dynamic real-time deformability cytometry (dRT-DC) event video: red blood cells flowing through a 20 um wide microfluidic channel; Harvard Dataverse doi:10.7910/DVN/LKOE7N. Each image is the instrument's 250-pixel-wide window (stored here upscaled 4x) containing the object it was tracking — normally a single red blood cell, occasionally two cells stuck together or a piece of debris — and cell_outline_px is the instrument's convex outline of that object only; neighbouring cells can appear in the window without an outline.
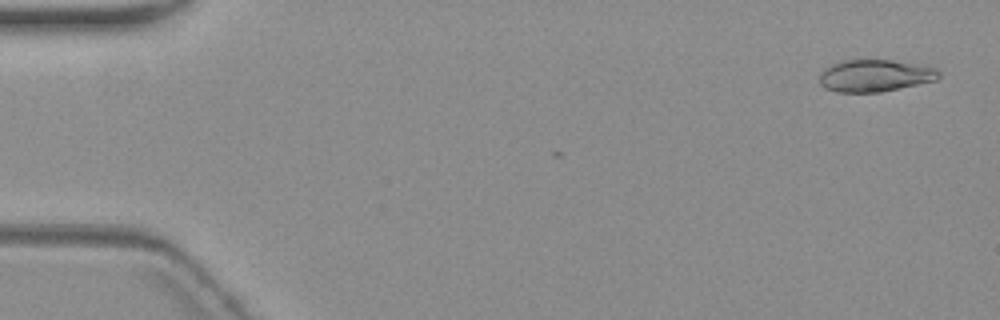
{"species": "common noctule bat (a hibernating species)", "species_latin": "Nyctalus noctula", "temperature_condition": "warm", "stored_images_in_passage": 4, "camera_frame_rate_fps": 3000, "um_per_image_px": 0.085, "animal": {"sex": "female", "body_mass_g": 19.3, "forearm_length_mm": 54.1}, "frame": {"image": 1, "passage_image": 1, "time_ms": 0.0, "image_size_px": [1000, 320], "cell_outline_px": [[940, 76], [936, 80], [880, 92], [836, 92], [824, 88], [820, 84], [820, 72], [824, 68], [832, 64], [844, 60], [892, 60], [936, 68], [940, 72]], "centroid_in_image_um": [74.33, 6.43], "position_along_channel_um": 10.7, "area_um2": 22.2}}